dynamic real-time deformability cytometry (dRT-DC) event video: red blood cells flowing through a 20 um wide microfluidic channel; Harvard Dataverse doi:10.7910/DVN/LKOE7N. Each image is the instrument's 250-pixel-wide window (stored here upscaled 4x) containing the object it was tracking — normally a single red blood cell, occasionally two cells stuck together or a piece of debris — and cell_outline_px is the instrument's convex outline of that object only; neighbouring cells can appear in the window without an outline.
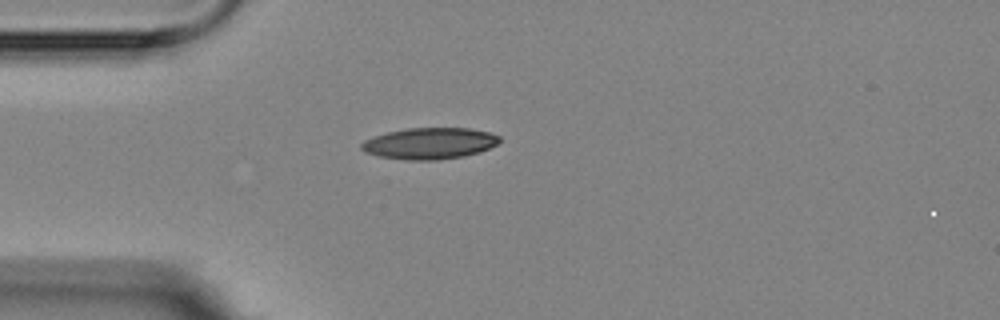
{"species": "Egyptian fruit bat (a non-hibernating species)", "species_latin": "Rousettus aegyptiacus", "temperature_condition": "room temperature", "stored_images_in_passage": 1, "camera_frame_rate_fps": 3000, "um_per_image_px": 0.085, "animal": {"sex": "female"}, "frame": {"image": 1, "passage_image": 1, "time_ms": 0.0, "image_size_px": [1000, 320], "cell_outline_px": [[500, 140], [496, 144], [480, 152], [464, 156], [436, 160], [404, 160], [380, 156], [364, 152], [360, 148], [360, 144], [364, 140], [388, 132], [408, 128], [468, 128], [488, 132], [500, 136]], "centroid_in_image_um": [36.5, 12.19], "position_along_channel_um": 48.5, "area_um2": 25.14}}